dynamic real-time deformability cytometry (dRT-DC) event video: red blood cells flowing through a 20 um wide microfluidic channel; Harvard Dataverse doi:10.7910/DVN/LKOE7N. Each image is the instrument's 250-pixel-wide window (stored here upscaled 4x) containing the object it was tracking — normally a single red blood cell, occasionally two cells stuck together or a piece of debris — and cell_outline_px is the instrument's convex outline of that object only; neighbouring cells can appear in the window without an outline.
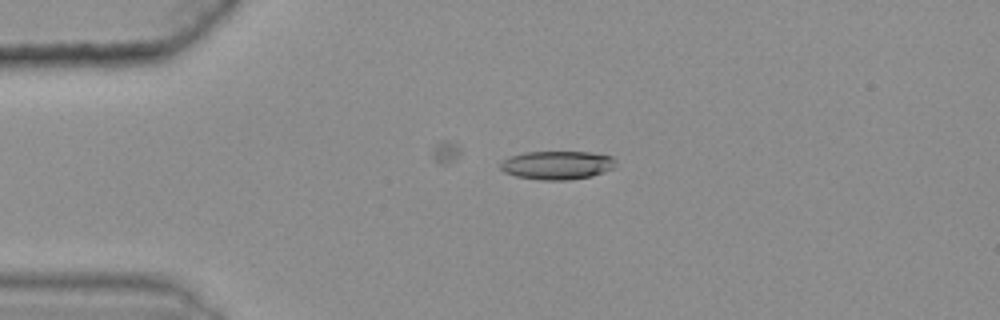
{"species": "common noctule bat (a hibernating species)", "species_latin": "Nyctalus noctula", "temperature_condition": "warm", "stored_images_in_passage": 44, "camera_frame_rate_fps": 3000, "um_per_image_px": 0.085, "animal": {"sex": "female", "body_mass_g": 25.1}, "frame": {"image": 1, "passage_image": 8, "time_ms": 2.333, "image_size_px": [1000, 320], "cell_outline_px": [[616, 168], [592, 176], [568, 180], [540, 180], [516, 176], [504, 172], [500, 168], [500, 160], [508, 156], [524, 152], [592, 152], [612, 156], [616, 160]], "centroid_in_image_um": [47.36, 14.03], "position_along_channel_um": 37.6, "area_um2": 19.54}}
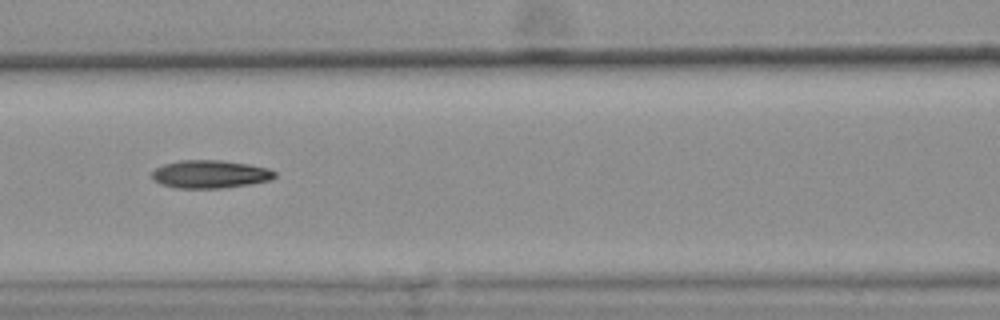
{"frame": {"image": 2, "passage_image": 20, "time_ms": 6.333, "image_size_px": [1000, 320], "cell_outline_px": [[276, 176], [272, 180], [252, 184], [224, 188], [176, 188], [160, 184], [152, 180], [152, 172], [156, 168], [164, 164], [180, 160], [220, 160], [248, 164], [268, 168], [276, 172]], "centroid_in_image_um": [17.87, 14.81], "position_along_channel_um": 148.7, "area_um2": 20.23}}
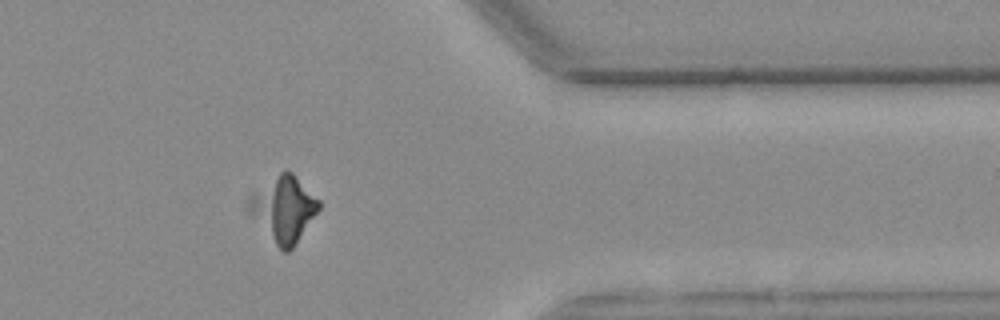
{"frame": {"image": 3, "passage_image": 41, "time_ms": 13.333, "image_size_px": [1000, 320], "cell_outline_px": [[320, 208], [292, 248], [288, 252], [284, 252], [276, 244], [248, 212], [248, 200], [252, 196], [284, 168], [288, 168], [320, 200]], "centroid_in_image_um": [24.15, 17.73], "position_along_channel_um": 387.3, "area_um2": 25.89}, "authors_computed_cell_mechanics": {"area_um2": 19.8543, "velocity_mm_per_s": 3.6259, "shape_relaxation_time_tau1_ms": null, "shape_relaxation_time_tau2_ms": 4.2678, "deformation_change_tau1": null, "deformation_change_tau2": 0.1292}}